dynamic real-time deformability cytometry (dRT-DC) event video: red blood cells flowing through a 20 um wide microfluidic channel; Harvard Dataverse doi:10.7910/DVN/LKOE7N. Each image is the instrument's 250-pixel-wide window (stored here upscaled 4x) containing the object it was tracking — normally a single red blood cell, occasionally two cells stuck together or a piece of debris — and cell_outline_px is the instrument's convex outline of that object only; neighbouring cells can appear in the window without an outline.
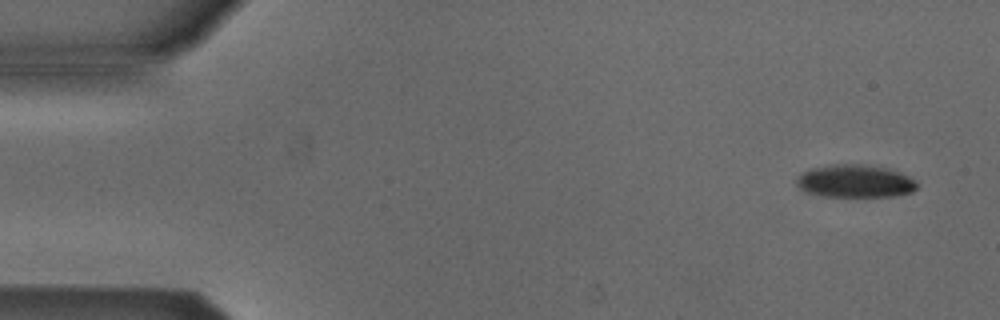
{"species": "Egyptian fruit bat (a non-hibernating species)", "species_latin": "Rousettus aegyptiacus", "temperature_condition": "cold", "stored_images_in_passage": 5, "camera_frame_rate_fps": 3000, "um_per_image_px": 0.085, "animal": {"sex": "male"}, "frame": {"image": 1, "passage_image": 1, "time_ms": 0.0, "image_size_px": [1000, 320], "cell_outline_px": [[916, 188], [912, 192], [896, 196], [820, 196], [808, 192], [800, 188], [796, 184], [796, 180], [804, 172], [812, 168], [828, 164], [852, 164], [884, 168], [908, 176], [916, 180]], "centroid_in_image_um": [72.66, 15.41], "position_along_channel_um": 12.3, "area_um2": 22.6}}
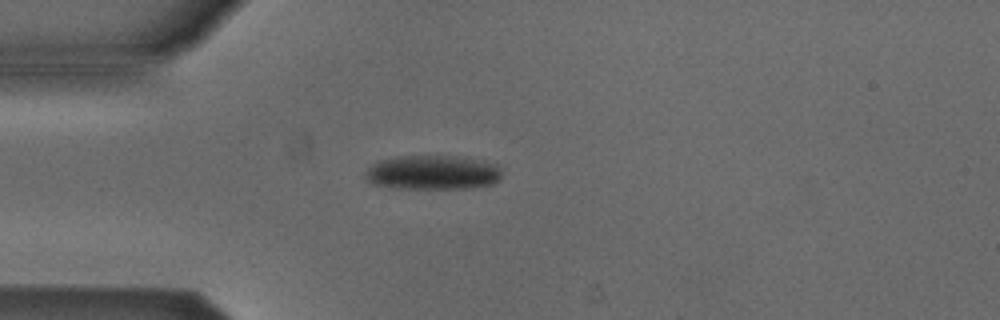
{"frame": {"image": 2, "passage_image": 4, "time_ms": 1.0, "image_size_px": [1000, 320], "cell_outline_px": [[504, 168], [500, 180], [492, 184], [468, 188], [392, 188], [372, 184], [364, 176], [364, 172], [372, 164], [380, 160], [404, 156], [452, 156], [484, 160], [496, 164]], "centroid_in_image_um": [36.82, 14.66], "position_along_channel_um": 48.2, "area_um2": 27.57}}